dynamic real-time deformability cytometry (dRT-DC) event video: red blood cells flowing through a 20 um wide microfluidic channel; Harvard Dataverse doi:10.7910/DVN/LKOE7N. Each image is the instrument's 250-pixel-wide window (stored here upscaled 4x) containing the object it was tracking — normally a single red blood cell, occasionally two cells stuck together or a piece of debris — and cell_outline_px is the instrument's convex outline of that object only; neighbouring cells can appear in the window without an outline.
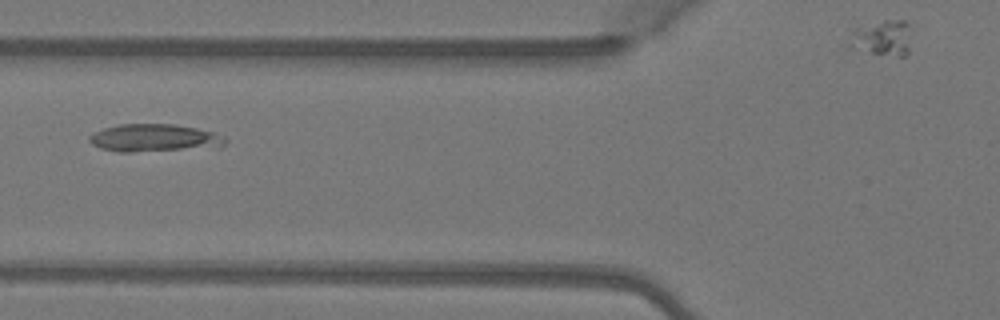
{"species": "Egyptian fruit bat (a non-hibernating species)", "species_latin": "Rousettus aegyptiacus", "temperature_condition": "warm", "stored_images_in_passage": 6, "camera_frame_rate_fps": 3000, "um_per_image_px": 0.085, "animal": {"sex": "female"}, "frame": {"image": 1, "passage_image": 5, "time_ms": 1.333, "image_size_px": [1000, 320], "cell_outline_px": [[228, 140], [224, 144], [180, 148], [132, 152], [120, 152], [100, 148], [92, 144], [88, 140], [88, 136], [92, 132], [104, 128], [120, 124], [172, 124], [196, 128], [212, 132], [224, 136]], "centroid_in_image_um": [12.96, 11.7], "position_along_channel_um": 112.8, "area_um2": 21.15}}
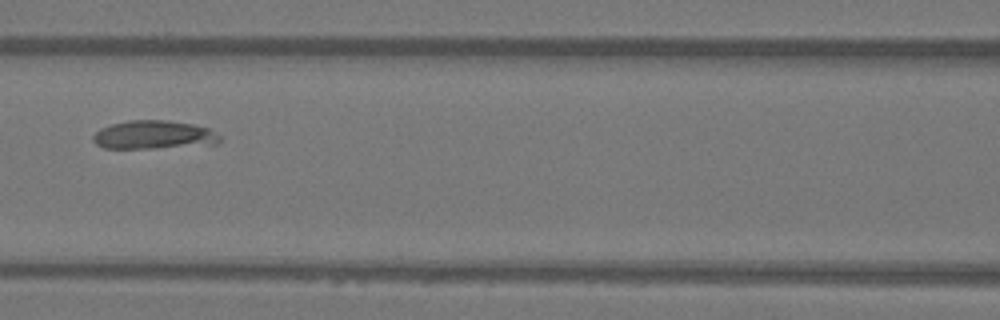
{"frame": {"image": 2, "passage_image": 6, "time_ms": 1.667, "image_size_px": [1000, 320], "cell_outline_px": [[220, 140], [216, 144], [152, 148], [104, 148], [96, 144], [92, 140], [92, 136], [100, 128], [112, 124], [128, 120], [164, 120], [192, 124], [208, 128], [220, 136]], "centroid_in_image_um": [13.04, 11.46], "position_along_channel_um": 153.6, "area_um2": 20.92}}